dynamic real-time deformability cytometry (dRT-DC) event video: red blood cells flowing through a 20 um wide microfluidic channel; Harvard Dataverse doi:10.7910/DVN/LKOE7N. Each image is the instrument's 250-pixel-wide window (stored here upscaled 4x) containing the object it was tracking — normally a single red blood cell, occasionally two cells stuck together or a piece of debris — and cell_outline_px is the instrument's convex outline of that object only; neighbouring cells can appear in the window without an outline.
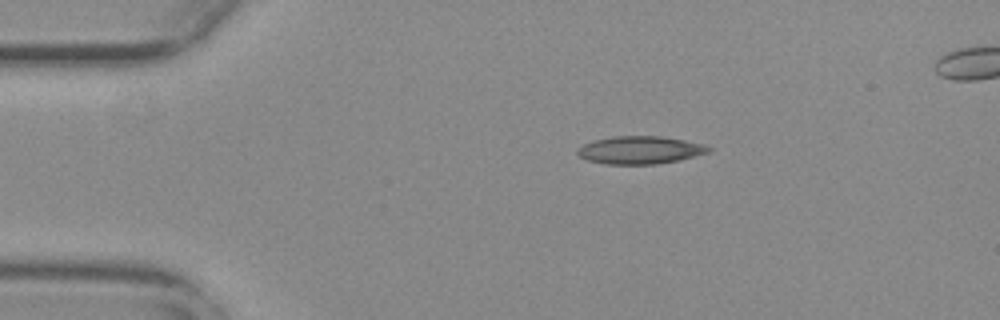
{"species": "common noctule bat (a hibernating species)", "species_latin": "Nyctalus noctula", "temperature_condition": "warm", "stored_images_in_passage": 45, "camera_frame_rate_fps": 3000, "um_per_image_px": 0.085, "animal": {"sex": "female", "body_mass_g": 29.2, "forearm_length_mm": 56.3}, "frame": {"image": 1, "passage_image": 1, "time_ms": 0.0, "image_size_px": [1000, 320], "cell_outline_px": [[712, 148], [708, 152], [680, 160], [656, 164], [604, 164], [588, 160], [580, 156], [576, 152], [576, 148], [584, 144], [596, 140], [612, 136], [660, 136], [684, 140], [704, 144]], "centroid_in_image_um": [54.39, 12.75], "position_along_channel_um": 30.6, "area_um2": 21.15}}
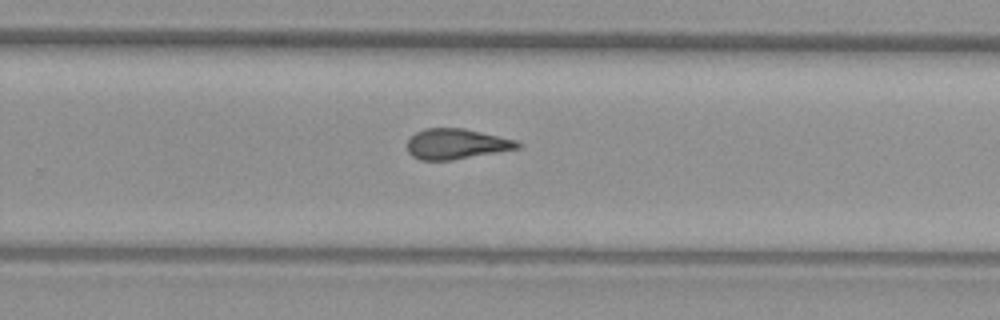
{"frame": {"image": 2, "passage_image": 26, "time_ms": 8.333, "image_size_px": [1000, 320], "cell_outline_px": [[524, 144], [520, 148], [452, 160], [420, 160], [412, 156], [408, 152], [408, 140], [416, 132], [424, 128], [464, 128], [516, 140]], "centroid_in_image_um": [38.8, 12.23], "position_along_channel_um": 291.0, "area_um2": 19.54}}
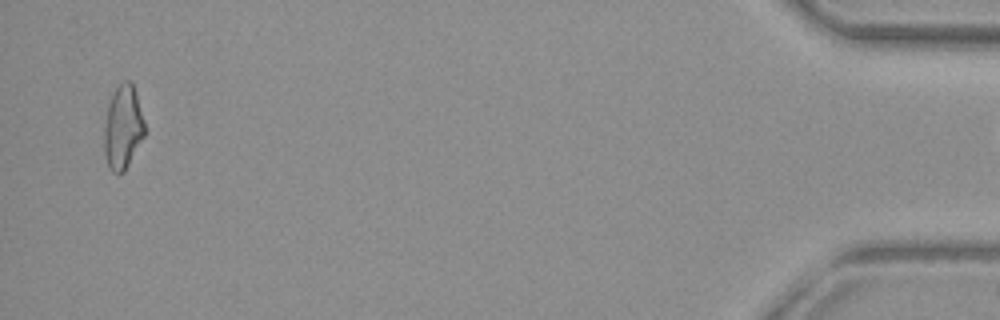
{"frame": {"image": 3, "passage_image": 44, "time_ms": 14.333, "image_size_px": [1000, 320], "cell_outline_px": [[144, 136], [124, 172], [112, 172], [108, 168], [104, 152], [104, 124], [108, 104], [116, 88], [124, 80], [132, 80], [144, 120]], "centroid_in_image_um": [10.43, 10.82], "position_along_channel_um": 424.8, "area_um2": 19.71}}